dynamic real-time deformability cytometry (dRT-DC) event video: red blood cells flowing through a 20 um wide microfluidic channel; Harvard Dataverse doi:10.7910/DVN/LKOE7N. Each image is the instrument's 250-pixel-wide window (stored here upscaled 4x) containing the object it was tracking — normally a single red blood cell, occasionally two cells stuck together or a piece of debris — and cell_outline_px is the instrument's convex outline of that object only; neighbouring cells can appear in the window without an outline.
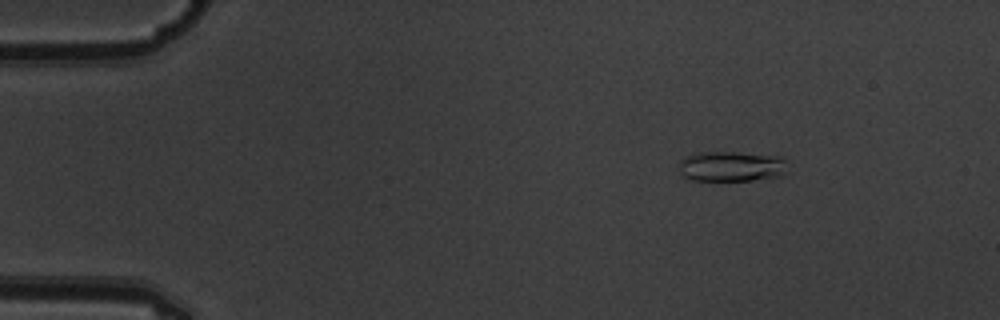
{"species": "common noctule bat (a hibernating species)", "species_latin": "Nyctalus noctula", "temperature_condition": "warm", "stored_images_in_passage": 8, "camera_frame_rate_fps": 3000, "um_per_image_px": 0.085, "animal": {"sex": "male", "body_mass_g": 19.5, "forearm_length_mm": 54.6}, "frame": {"image": 1, "passage_image": 2, "time_ms": 0.333, "image_size_px": [1000, 320], "cell_outline_px": [[788, 172], [784, 176], [772, 180], [692, 180], [684, 176], [680, 172], [680, 160], [688, 156], [700, 152], [736, 152], [784, 156], [788, 160]], "centroid_in_image_um": [62.35, 14.15], "position_along_channel_um": 22.7, "area_um2": 19.83}}
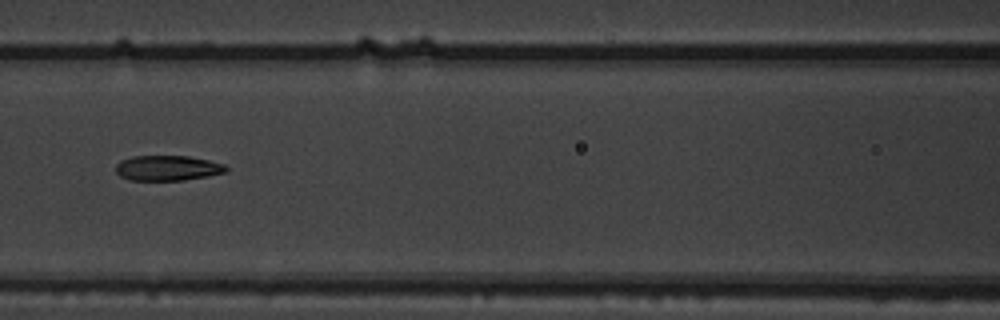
{"frame": {"image": 2, "passage_image": 7, "time_ms": 2.0, "image_size_px": [1000, 320], "cell_outline_px": [[228, 172], [208, 176], [184, 180], [128, 180], [120, 176], [116, 172], [116, 164], [120, 160], [132, 156], [188, 156], [208, 160], [224, 164], [228, 168]], "centroid_in_image_um": [14.24, 14.28], "position_along_channel_um": 152.4, "area_um2": 16.3}}
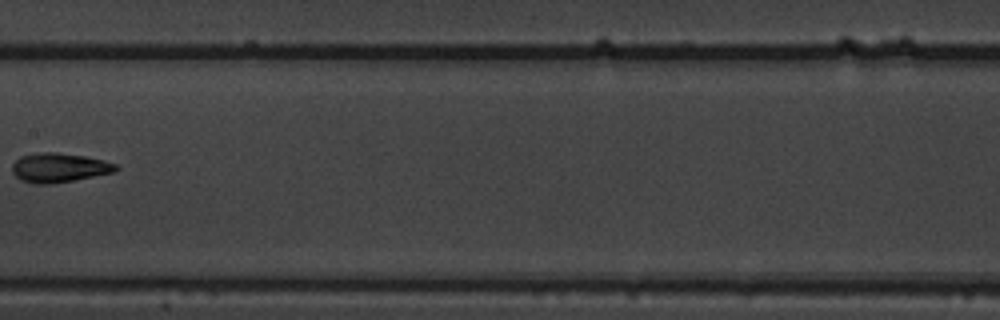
{"frame": {"image": 3, "passage_image": 8, "time_ms": 2.333, "image_size_px": [1000, 320], "cell_outline_px": [[120, 168], [116, 172], [52, 184], [36, 184], [20, 180], [12, 172], [12, 164], [20, 156], [36, 152], [56, 152], [84, 156], [104, 160], [116, 164]], "centroid_in_image_um": [5.02, 14.25], "position_along_channel_um": 202.4, "area_um2": 17.86}}